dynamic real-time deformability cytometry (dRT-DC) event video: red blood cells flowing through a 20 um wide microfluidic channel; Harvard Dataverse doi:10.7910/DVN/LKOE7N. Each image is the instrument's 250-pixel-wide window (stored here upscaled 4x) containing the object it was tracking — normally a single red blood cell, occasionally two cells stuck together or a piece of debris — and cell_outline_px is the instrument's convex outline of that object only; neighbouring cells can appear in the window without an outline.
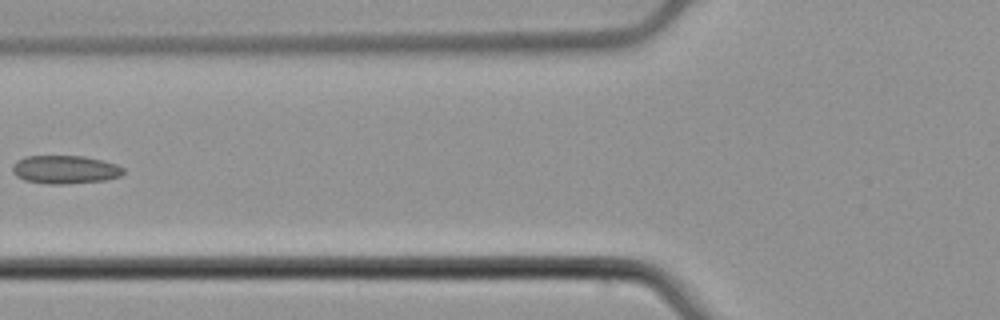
{"species": "common noctule bat (a hibernating species)", "species_latin": "Nyctalus noctula", "temperature_condition": "cold", "stored_images_in_passage": 6, "camera_frame_rate_fps": 3000, "um_per_image_px": 0.085, "animal": {"sex": "male", "body_mass_g": 21.5, "forearm_length_mm": 52.0}, "frame": {"image": 1, "passage_image": 6, "time_ms": 1.667, "image_size_px": [1000, 320], "cell_outline_px": [[124, 172], [120, 176], [108, 180], [64, 184], [48, 184], [24, 180], [16, 176], [12, 172], [12, 168], [20, 160], [28, 156], [84, 156], [104, 160], [116, 164], [124, 168]], "centroid_in_image_um": [5.58, 14.42], "position_along_channel_um": 120.2, "area_um2": 18.26}}